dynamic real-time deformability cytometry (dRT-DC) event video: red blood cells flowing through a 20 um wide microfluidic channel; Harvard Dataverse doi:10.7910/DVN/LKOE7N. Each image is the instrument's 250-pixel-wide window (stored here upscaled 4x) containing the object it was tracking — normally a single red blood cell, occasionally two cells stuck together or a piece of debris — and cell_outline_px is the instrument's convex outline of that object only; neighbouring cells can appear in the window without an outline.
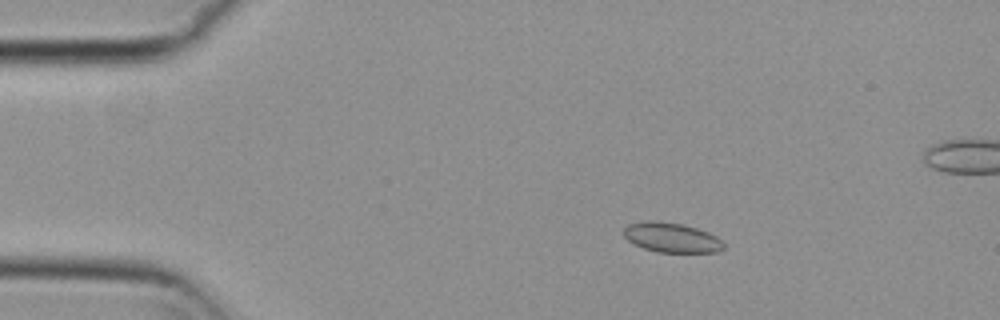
{"species": "common noctule bat (a hibernating species)", "species_latin": "Nyctalus noctula", "temperature_condition": "cold", "stored_images_in_passage": 57, "camera_frame_rate_fps": 3000, "um_per_image_px": 0.085, "animal": {"sex": "female", "body_mass_g": 29.2, "forearm_length_mm": 56.3}, "frame": {"image": 1, "passage_image": 10, "time_ms": 3.0, "image_size_px": [1000, 320], "cell_outline_px": [[724, 248], [716, 252], [656, 252], [644, 248], [628, 240], [624, 236], [624, 228], [628, 224], [648, 220], [652, 220], [680, 224], [696, 228], [708, 232], [716, 236], [724, 244]], "centroid_in_image_um": [57.07, 20.19], "position_along_channel_um": 27.9, "area_um2": 17.11}}
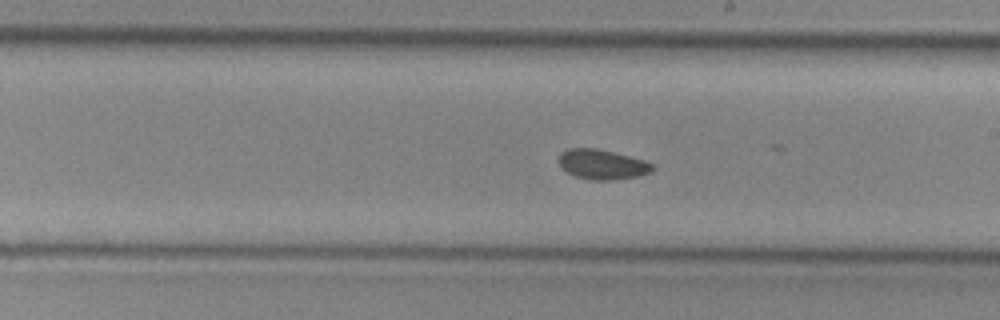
{"frame": {"image": 2, "passage_image": 32, "time_ms": 10.333, "image_size_px": [1000, 320], "cell_outline_px": [[656, 168], [652, 172], [640, 176], [616, 180], [588, 180], [576, 176], [568, 172], [556, 160], [560, 152], [568, 148], [596, 148], [644, 160], [656, 164]], "centroid_in_image_um": [51.22, 13.98], "position_along_channel_um": 237.8, "area_um2": 16.59}}
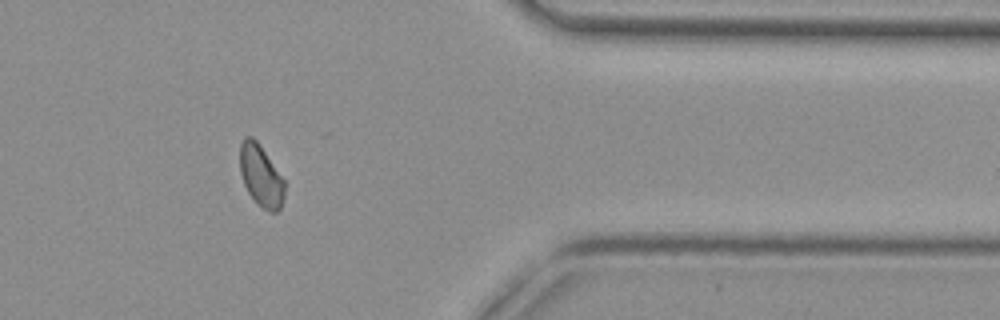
{"frame": {"image": 3, "passage_image": 46, "time_ms": 15.0, "image_size_px": [1000, 320], "cell_outline_px": [[284, 200], [280, 208], [276, 212], [268, 212], [256, 204], [248, 192], [244, 184], [240, 172], [240, 144], [244, 136], [252, 136], [256, 140], [284, 180]], "centroid_in_image_um": [22.16, 14.97], "position_along_channel_um": 389.2, "area_um2": 16.01}, "authors_computed_cell_mechanics": {"area_um2": 16.5886, "velocity_mm_per_s": 3.7079, "shape_relaxation_time_tau1_ms": null, "shape_relaxation_time_tau2_ms": 5.0839, "deformation_change_tau1": null, "deformation_change_tau2": 0.0741}}